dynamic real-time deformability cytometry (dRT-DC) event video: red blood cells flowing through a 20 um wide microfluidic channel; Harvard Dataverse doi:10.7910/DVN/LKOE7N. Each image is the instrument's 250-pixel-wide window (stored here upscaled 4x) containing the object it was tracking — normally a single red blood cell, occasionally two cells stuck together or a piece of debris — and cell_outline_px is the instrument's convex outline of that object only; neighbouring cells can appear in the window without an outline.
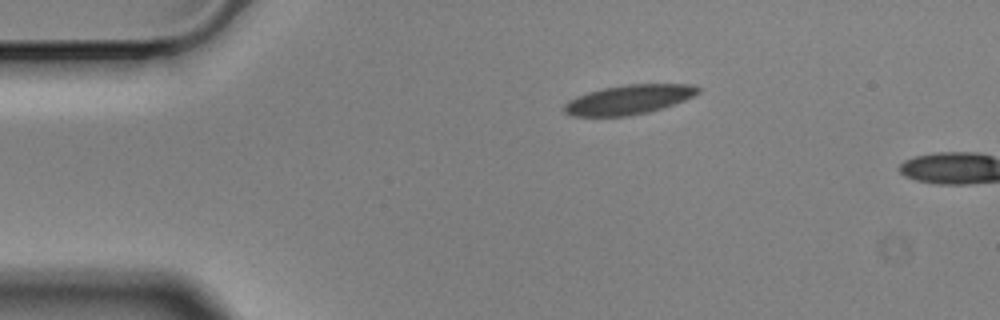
{"species": "Egyptian fruit bat (a non-hibernating species)", "species_latin": "Rousettus aegyptiacus", "temperature_condition": "cold", "stored_images_in_passage": 2, "camera_frame_rate_fps": 3000, "um_per_image_px": 0.085, "animal": {"sex": "male"}, "frame": {"image": 1, "passage_image": 1, "time_ms": 0.0, "image_size_px": [1000, 320], "cell_outline_px": [[700, 92], [684, 100], [648, 112], [628, 116], [572, 116], [564, 112], [564, 104], [568, 100], [576, 96], [588, 92], [604, 88], [628, 84], [688, 84], [700, 88]], "centroid_in_image_um": [53.4, 8.46], "position_along_channel_um": 31.6, "area_um2": 22.72}}